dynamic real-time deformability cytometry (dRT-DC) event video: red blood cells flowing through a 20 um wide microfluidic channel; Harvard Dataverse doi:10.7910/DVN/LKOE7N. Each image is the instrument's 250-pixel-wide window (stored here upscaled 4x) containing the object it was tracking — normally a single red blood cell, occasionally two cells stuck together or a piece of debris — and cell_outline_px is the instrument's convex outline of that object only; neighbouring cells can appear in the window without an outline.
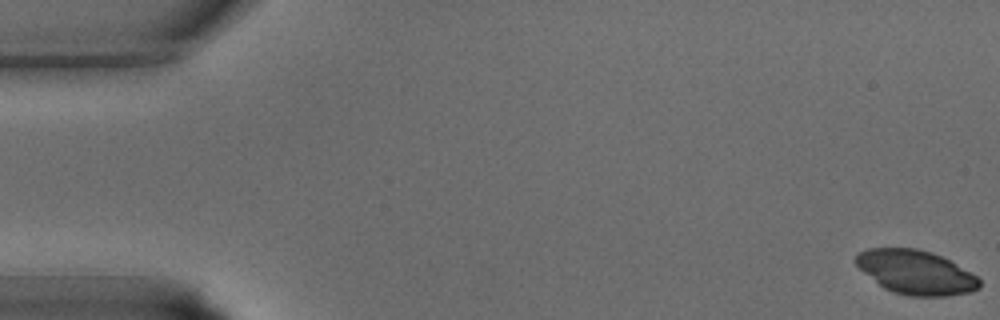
{"species": "common noctule bat (a hibernating species)", "species_latin": "Nyctalus noctula", "temperature_condition": "warm", "stored_images_in_passage": 38, "camera_frame_rate_fps": 3000, "um_per_image_px": 0.085, "animal": {"sex": "male", "body_mass_g": 15.6}, "frame": {"image": 1, "passage_image": 1, "time_ms": 0.0, "image_size_px": [1000, 320], "cell_outline_px": [[980, 288], [972, 292], [944, 296], [908, 296], [884, 288], [864, 272], [852, 260], [860, 252], [868, 248], [916, 248], [932, 252], [948, 260], [976, 276], [980, 280]], "centroid_in_image_um": [77.83, 23.14], "position_along_channel_um": 7.2, "area_um2": 31.39}}